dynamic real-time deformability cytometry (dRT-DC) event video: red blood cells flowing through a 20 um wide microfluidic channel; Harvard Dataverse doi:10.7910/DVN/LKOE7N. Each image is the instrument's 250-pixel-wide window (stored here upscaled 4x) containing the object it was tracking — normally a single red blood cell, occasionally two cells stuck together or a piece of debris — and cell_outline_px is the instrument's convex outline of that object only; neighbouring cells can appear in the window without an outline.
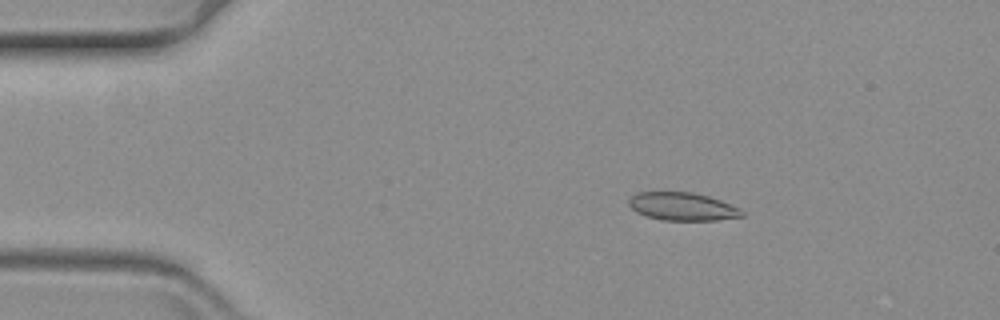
{"species": "common noctule bat (a hibernating species)", "species_latin": "Nyctalus noctula", "temperature_condition": "warm", "stored_images_in_passage": 28, "camera_frame_rate_fps": 3000, "um_per_image_px": 0.085, "animal": {"sex": "female", "body_mass_g": 19.3, "forearm_length_mm": 54.1}, "frame": {"image": 1, "passage_image": 1, "time_ms": 0.0, "image_size_px": [1000, 320], "cell_outline_px": [[744, 216], [716, 220], [660, 220], [644, 216], [636, 212], [628, 204], [628, 200], [636, 192], [692, 192], [708, 196], [720, 200], [740, 208], [744, 212]], "centroid_in_image_um": [57.99, 17.56], "position_along_channel_um": 27.0, "area_um2": 18.55}}
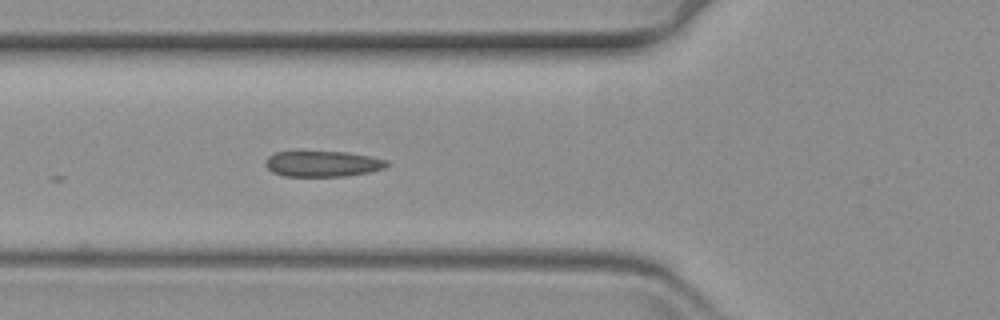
{"frame": {"image": 2, "passage_image": 13, "time_ms": 4.0, "image_size_px": [1000, 320], "cell_outline_px": [[388, 164], [384, 168], [372, 172], [344, 176], [284, 176], [272, 172], [264, 164], [264, 160], [268, 156], [276, 152], [348, 152], [372, 156], [388, 160]], "centroid_in_image_um": [27.44, 13.92], "position_along_channel_um": 98.4, "area_um2": 18.32}}
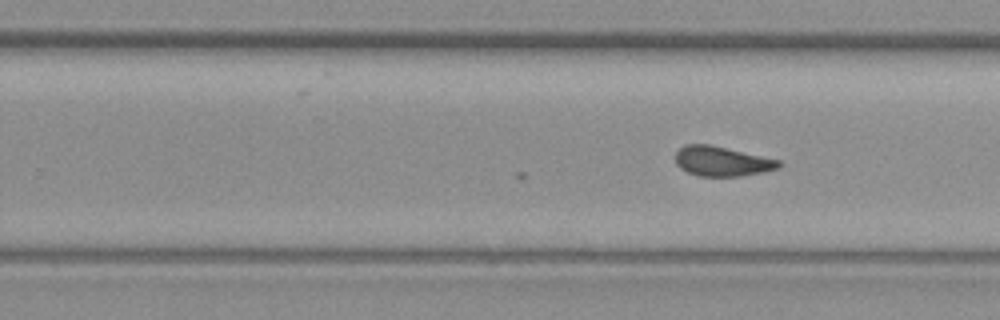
{"frame": {"image": 3, "passage_image": 28, "time_ms": 9.0, "image_size_px": [1000, 320], "cell_outline_px": [[784, 164], [780, 168], [764, 172], [740, 176], [700, 176], [688, 172], [680, 168], [676, 164], [676, 152], [684, 144], [708, 144], [780, 160]], "centroid_in_image_um": [61.39, 13.71], "position_along_channel_um": 268.4, "area_um2": 17.92}}